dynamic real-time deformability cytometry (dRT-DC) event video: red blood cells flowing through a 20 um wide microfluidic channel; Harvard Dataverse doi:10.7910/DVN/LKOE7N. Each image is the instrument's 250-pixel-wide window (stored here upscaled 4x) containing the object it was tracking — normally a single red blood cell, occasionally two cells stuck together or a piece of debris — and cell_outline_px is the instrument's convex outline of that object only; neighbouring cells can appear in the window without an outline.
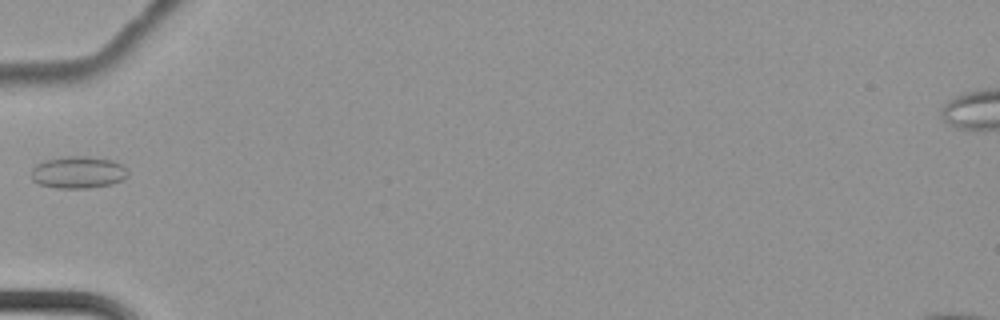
{"species": "common noctule bat (a hibernating species)", "species_latin": "Nyctalus noctula", "temperature_condition": "cold", "stored_images_in_passage": 3, "camera_frame_rate_fps": 3000, "um_per_image_px": 0.085, "animal": {"sex": "female", "body_mass_g": 22.7, "forearm_length_mm": 54.2}, "frame": {"image": 1, "passage_image": 1, "time_ms": 0.0, "image_size_px": [1000, 320], "cell_outline_px": [[128, 176], [124, 180], [112, 184], [88, 188], [56, 188], [40, 184], [32, 180], [32, 168], [36, 164], [44, 160], [64, 156], [88, 156], [112, 160], [124, 164], [128, 168]], "centroid_in_image_um": [6.69, 14.64], "position_along_channel_um": 78.3, "area_um2": 18.38}}
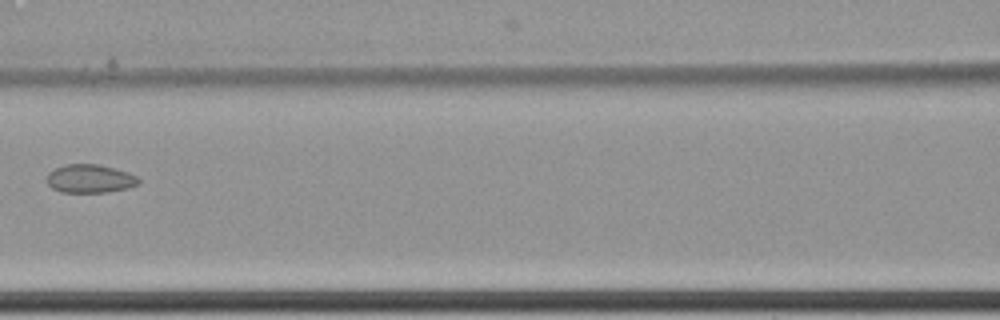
{"frame": {"image": 2, "passage_image": 3, "time_ms": 0.667, "image_size_px": [1000, 320], "cell_outline_px": [[140, 184], [128, 188], [108, 192], [60, 192], [52, 188], [48, 184], [48, 172], [64, 164], [100, 164], [128, 172], [136, 176], [140, 180]], "centroid_in_image_um": [7.67, 15.18], "position_along_channel_um": 158.9, "area_um2": 15.26}}